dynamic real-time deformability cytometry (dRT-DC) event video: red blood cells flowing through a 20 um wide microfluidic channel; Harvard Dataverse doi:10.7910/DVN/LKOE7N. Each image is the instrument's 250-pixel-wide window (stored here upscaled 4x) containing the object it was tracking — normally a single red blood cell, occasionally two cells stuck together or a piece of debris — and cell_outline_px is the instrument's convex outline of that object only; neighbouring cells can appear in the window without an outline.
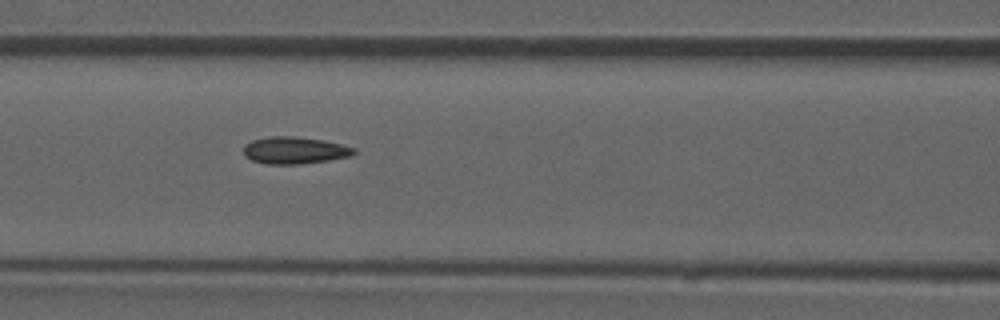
{"species": "common noctule bat (a hibernating species)", "species_latin": "Nyctalus noctula", "temperature_condition": "room temperature", "stored_images_in_passage": 53, "camera_frame_rate_fps": 3000, "um_per_image_px": 0.085, "animal": {"sex": "male", "forearm_length_mm": 52.5}, "frame": {"image": 1, "passage_image": 23, "time_ms": 7.333, "image_size_px": [1000, 320], "cell_outline_px": [[356, 152], [352, 156], [328, 160], [300, 164], [264, 164], [252, 160], [244, 156], [244, 144], [252, 140], [268, 136], [296, 136], [320, 140], [340, 144], [356, 148]], "centroid_in_image_um": [25.02, 12.78], "position_along_channel_um": 141.6, "area_um2": 17.46}, "authors_computed_cell_mechanics": {"area_um2": 16.9354, "velocity_mm_per_s": 3.8925, "shape_relaxation_time_tau1_ms": null, "shape_relaxation_time_tau2_ms": 3.8371, "deformation_change_tau1": null, "deformation_change_tau2": 0.0821}}